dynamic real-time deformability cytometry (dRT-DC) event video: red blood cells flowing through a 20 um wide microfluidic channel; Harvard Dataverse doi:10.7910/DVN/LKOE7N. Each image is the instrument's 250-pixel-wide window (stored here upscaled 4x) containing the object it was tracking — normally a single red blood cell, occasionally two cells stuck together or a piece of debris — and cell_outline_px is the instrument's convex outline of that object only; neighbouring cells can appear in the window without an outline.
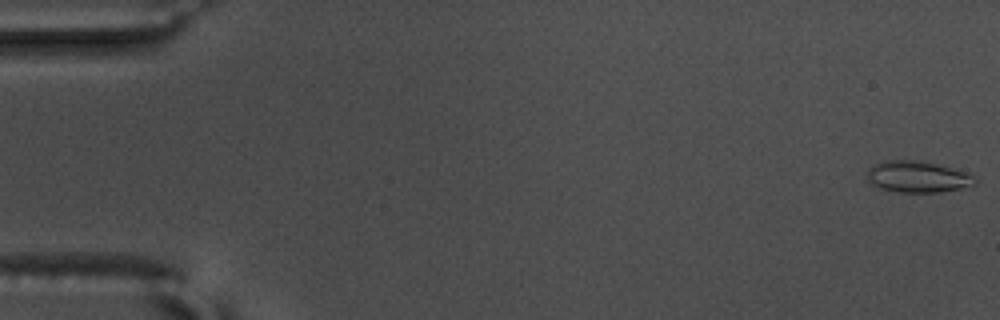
{"species": "common noctule bat (a hibernating species)", "species_latin": "Nyctalus noctula", "temperature_condition": "warm", "stored_images_in_passage": 57, "camera_frame_rate_fps": 3000, "um_per_image_px": 0.085, "animal": {"sex": "male", "body_mass_g": 17.5, "forearm_length_mm": 52.3}, "frame": {"image": 1, "passage_image": 1, "time_ms": 0.0, "image_size_px": [1000, 320], "cell_outline_px": [[976, 184], [960, 188], [940, 192], [896, 192], [880, 188], [872, 184], [868, 180], [868, 168], [872, 164], [888, 160], [920, 160], [952, 168], [976, 176]], "centroid_in_image_um": [77.98, 15.02], "position_along_channel_um": 7.0, "area_um2": 19.71}}
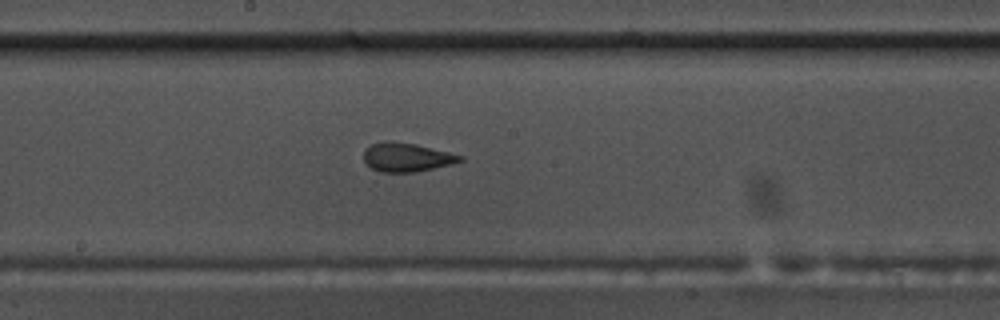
{"frame": {"image": 2, "passage_image": 31, "time_ms": 10.0, "image_size_px": [1000, 320], "cell_outline_px": [[464, 160], [452, 164], [416, 172], [380, 172], [372, 168], [364, 160], [364, 148], [372, 144], [384, 140], [392, 140], [416, 144], [464, 156]], "centroid_in_image_um": [34.56, 13.35], "position_along_channel_um": 213.6, "area_um2": 16.3}}
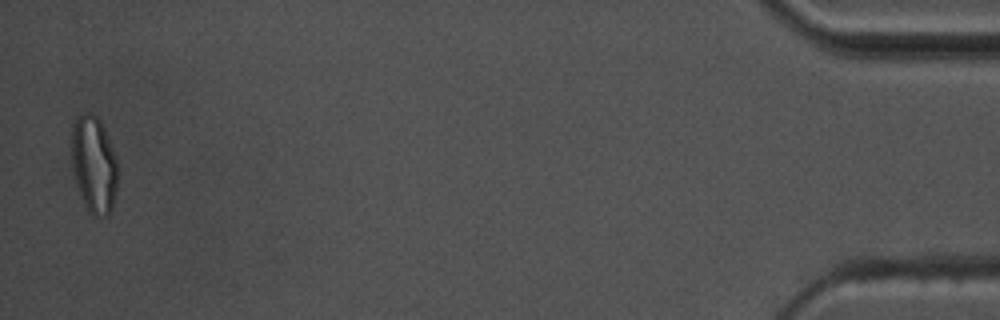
{"frame": {"image": 3, "passage_image": 56, "time_ms": 18.333, "image_size_px": [1000, 320], "cell_outline_px": [[116, 188], [112, 208], [108, 216], [92, 216], [88, 212], [84, 204], [76, 184], [72, 164], [72, 124], [76, 116], [84, 112], [92, 112], [100, 120], [104, 128], [116, 156]], "centroid_in_image_um": [7.96, 13.97], "position_along_channel_um": 427.2, "area_um2": 26.13}, "authors_computed_cell_mechanics": {"area_um2": 17.5134, "velocity_mm_per_s": 3.6512, "shape_relaxation_time_tau1_ms": 9.2225, "shape_relaxation_time_tau2_ms": 1.3746, "deformation_change_tau1": 0.2356, "deformation_change_tau2": 0.0675}}